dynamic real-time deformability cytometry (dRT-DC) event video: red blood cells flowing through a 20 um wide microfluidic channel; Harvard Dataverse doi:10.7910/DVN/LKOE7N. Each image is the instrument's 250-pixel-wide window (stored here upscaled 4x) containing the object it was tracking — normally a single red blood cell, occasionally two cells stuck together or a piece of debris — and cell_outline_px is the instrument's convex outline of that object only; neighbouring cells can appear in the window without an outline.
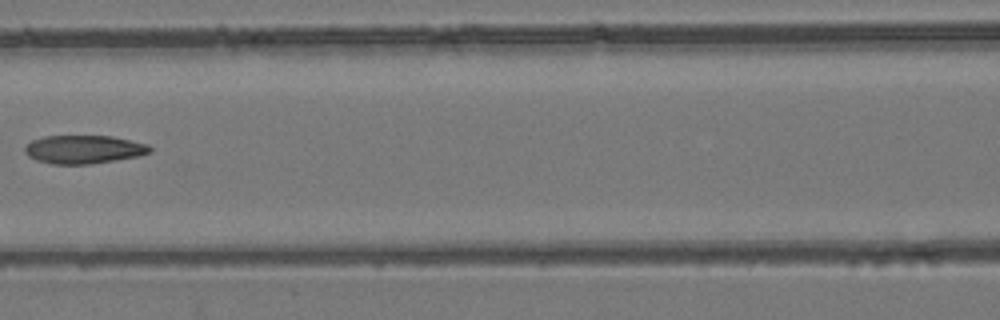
{"species": "common noctule bat (a hibernating species)", "species_latin": "Nyctalus noctula", "temperature_condition": "room temperature", "stored_images_in_passage": 6, "camera_frame_rate_fps": 3000, "um_per_image_px": 0.085, "animal": {"sex": "female", "body_mass_g": 24.6, "forearm_length_mm": 56.2}, "frame": {"image": 1, "passage_image": 5, "time_ms": 4.667, "image_size_px": [1000, 320], "cell_outline_px": [[152, 152], [140, 156], [88, 164], [52, 164], [36, 160], [28, 156], [24, 152], [24, 148], [32, 140], [44, 136], [112, 136], [148, 144], [152, 148]], "centroid_in_image_um": [7.13, 12.7], "position_along_channel_um": 159.5, "area_um2": 20.69}}
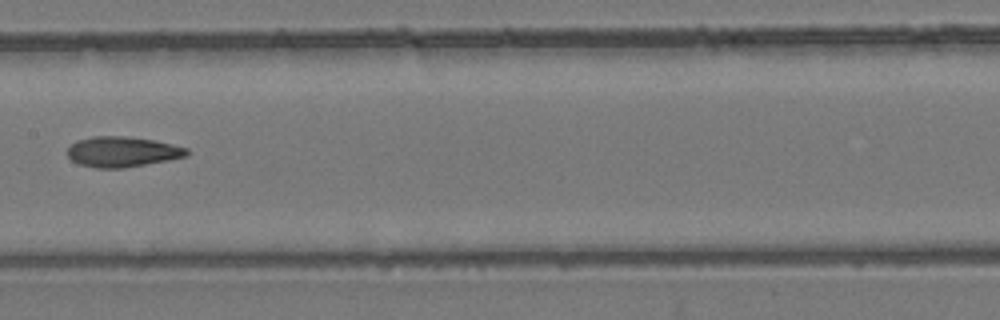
{"frame": {"image": 2, "passage_image": 6, "time_ms": 5.667, "image_size_px": [1000, 320], "cell_outline_px": [[188, 156], [168, 160], [124, 168], [96, 168], [80, 164], [72, 160], [68, 156], [68, 148], [76, 140], [92, 136], [124, 136], [152, 140], [172, 144], [188, 148]], "centroid_in_image_um": [10.39, 12.9], "position_along_channel_um": 197.0, "area_um2": 21.04}}